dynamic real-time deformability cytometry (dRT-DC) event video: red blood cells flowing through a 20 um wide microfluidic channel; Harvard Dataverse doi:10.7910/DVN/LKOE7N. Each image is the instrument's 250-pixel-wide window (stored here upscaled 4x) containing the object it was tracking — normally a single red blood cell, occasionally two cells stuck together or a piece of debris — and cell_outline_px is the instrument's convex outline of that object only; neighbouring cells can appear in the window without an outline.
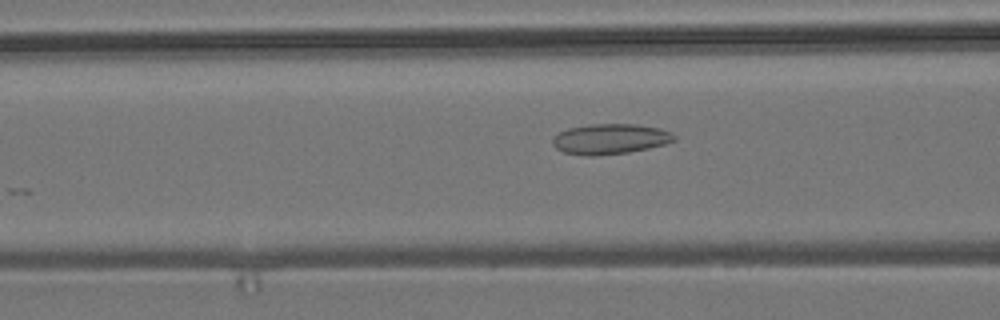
{"species": "common noctule bat (a hibernating species)", "species_latin": "Nyctalus noctula", "temperature_condition": "room temperature", "stored_images_in_passage": 32, "camera_frame_rate_fps": 3000, "um_per_image_px": 0.085, "animal": {"sex": "male", "body_mass_g": 19.2, "forearm_length_mm": 51.8}, "frame": {"image": 1, "passage_image": 17, "time_ms": 5.333, "image_size_px": [1000, 320], "cell_outline_px": [[676, 140], [664, 144], [648, 148], [628, 152], [596, 156], [584, 156], [564, 152], [556, 148], [552, 144], [552, 136], [568, 128], [588, 124], [636, 124], [660, 128], [672, 132], [676, 136]], "centroid_in_image_um": [51.85, 11.81], "position_along_channel_um": 114.8, "area_um2": 21.68}}
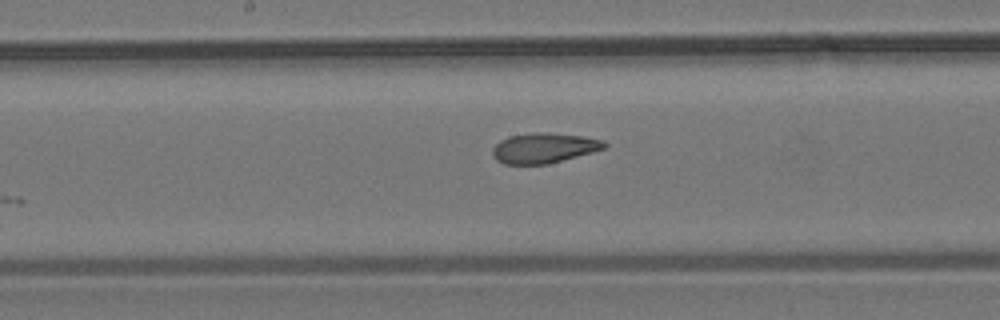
{"frame": {"image": 2, "passage_image": 24, "time_ms": 7.667, "image_size_px": [1000, 320], "cell_outline_px": [[608, 144], [604, 148], [592, 152], [548, 164], [504, 164], [496, 160], [492, 156], [492, 148], [500, 140], [508, 136], [536, 132], [548, 132], [580, 136], [604, 140]], "centroid_in_image_um": [46.2, 12.58], "position_along_channel_um": 202.0, "area_um2": 19.65}}
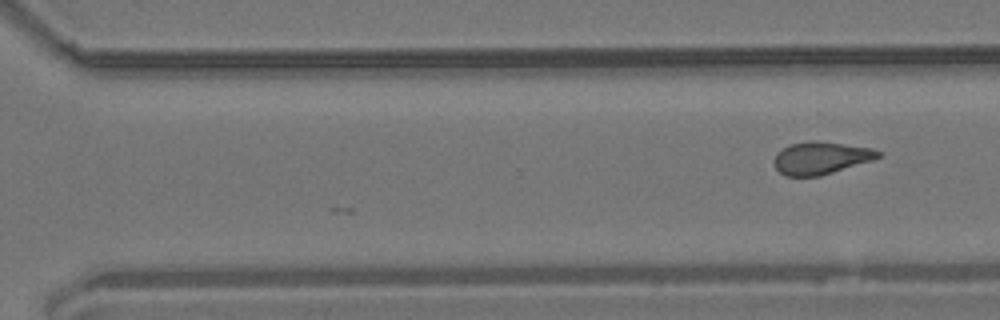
{"frame": {"image": 3, "passage_image": 32, "time_ms": 10.333, "image_size_px": [1000, 320], "cell_outline_px": [[880, 156], [872, 160], [820, 176], [784, 176], [776, 168], [772, 160], [776, 152], [792, 144], [808, 140], [816, 140], [872, 148], [880, 152]], "centroid_in_image_um": [69.73, 13.42], "position_along_channel_um": 300.9, "area_um2": 19.65}}